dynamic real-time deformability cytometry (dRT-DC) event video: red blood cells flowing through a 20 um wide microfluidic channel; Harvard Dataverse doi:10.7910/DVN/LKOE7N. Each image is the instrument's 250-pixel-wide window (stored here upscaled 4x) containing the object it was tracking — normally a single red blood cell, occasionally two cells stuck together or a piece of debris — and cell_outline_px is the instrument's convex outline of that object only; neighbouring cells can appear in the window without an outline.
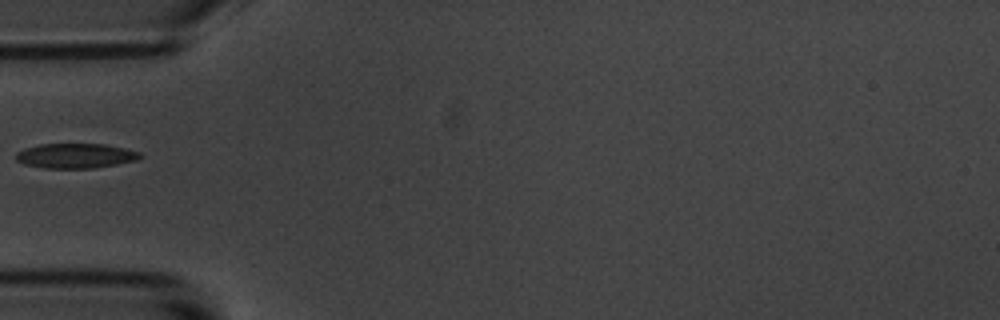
{"species": "common noctule bat (a hibernating species)", "species_latin": "Nyctalus noctula", "temperature_condition": "room temperature", "stored_images_in_passage": 6, "camera_frame_rate_fps": 3000, "um_per_image_px": 0.085, "animal": {"sex": "male", "body_mass_g": 20.1, "forearm_length_mm": 53.5}, "frame": {"image": 1, "passage_image": 6, "time_ms": 6.0, "image_size_px": [1000, 320], "cell_outline_px": [[144, 156], [136, 160], [116, 164], [92, 168], [44, 168], [24, 164], [16, 160], [16, 152], [24, 148], [40, 144], [104, 144], [124, 148], [140, 152]], "centroid_in_image_um": [6.41, 13.24], "position_along_channel_um": 78.6, "area_um2": 17.92}}